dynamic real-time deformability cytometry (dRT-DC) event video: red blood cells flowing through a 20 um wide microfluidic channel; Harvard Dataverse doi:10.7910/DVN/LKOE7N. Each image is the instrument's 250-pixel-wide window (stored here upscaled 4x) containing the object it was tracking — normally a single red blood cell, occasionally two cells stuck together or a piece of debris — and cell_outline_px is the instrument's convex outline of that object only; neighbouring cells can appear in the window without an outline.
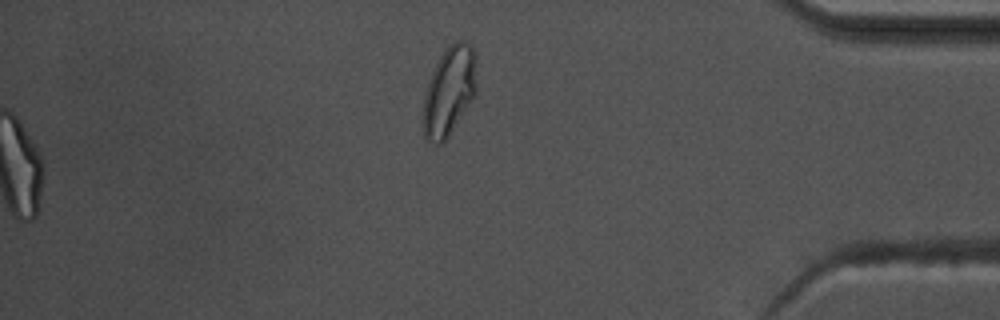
{"species": "common noctule bat (a hibernating species)", "species_latin": "Nyctalus noctula", "temperature_condition": "warm", "stored_images_in_passage": 54, "segment_of_instrument_passage": [2, 2], "camera_frame_rate_fps": 3000, "um_per_image_px": 0.085, "animal": {"sex": "male", "body_mass_g": 17.5, "forearm_length_mm": 52.3}, "frame": {"image": 1, "passage_image": 54, "time_ms": 17.667, "image_size_px": [1000, 320], "cell_outline_px": [[476, 92], [472, 100], [448, 136], [440, 144], [432, 144], [424, 136], [420, 120], [424, 96], [428, 80], [440, 56], [448, 44], [456, 40], [460, 40], [472, 44], [476, 52]], "centroid_in_image_um": [38.16, 7.72], "position_along_channel_um": 397.0, "area_um2": 28.38}}